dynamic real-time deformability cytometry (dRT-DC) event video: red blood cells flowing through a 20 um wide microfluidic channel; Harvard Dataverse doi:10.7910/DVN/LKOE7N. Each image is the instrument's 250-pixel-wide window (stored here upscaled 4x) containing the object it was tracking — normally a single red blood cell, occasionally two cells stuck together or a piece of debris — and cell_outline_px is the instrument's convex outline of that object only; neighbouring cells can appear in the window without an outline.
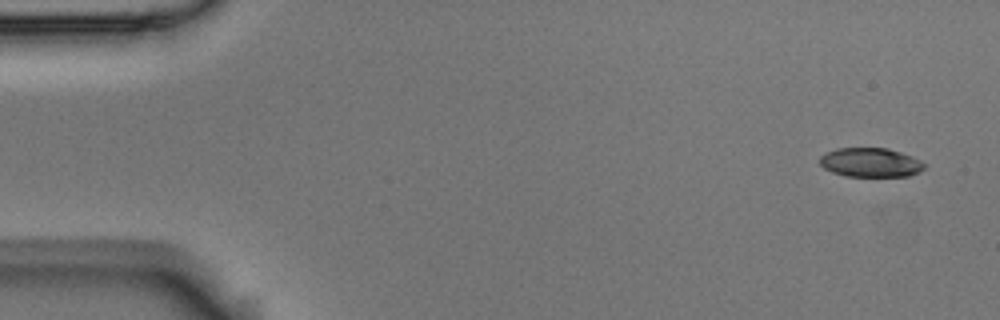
{"species": "Egyptian fruit bat (a non-hibernating species)", "species_latin": "Rousettus aegyptiacus", "temperature_condition": "room temperature", "stored_images_in_passage": 5, "camera_frame_rate_fps": 3000, "um_per_image_px": 0.085, "animal": {"sex": "male"}, "frame": {"image": 1, "passage_image": 1, "time_ms": 0.0, "image_size_px": [1000, 320], "cell_outline_px": [[928, 164], [924, 168], [908, 176], [848, 176], [832, 172], [824, 168], [820, 164], [820, 156], [836, 148], [888, 148], [912, 156]], "centroid_in_image_um": [74.0, 13.8], "position_along_channel_um": 11.0, "area_um2": 17.69}}
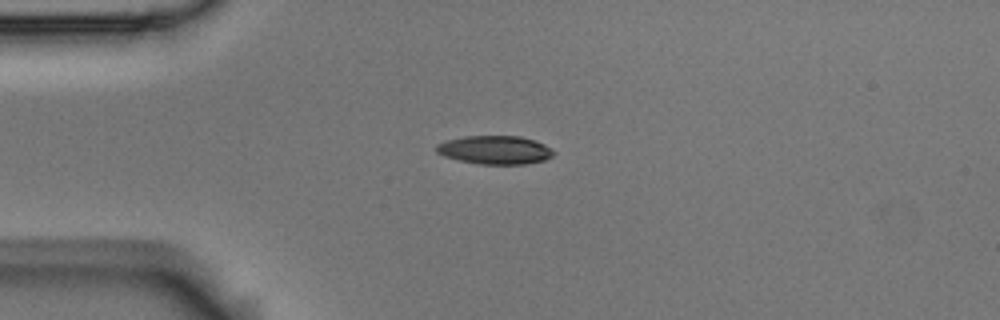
{"frame": {"image": 2, "passage_image": 4, "time_ms": 1.0, "image_size_px": [1000, 320], "cell_outline_px": [[556, 152], [552, 156], [544, 160], [524, 164], [480, 164], [460, 160], [444, 156], [436, 152], [436, 144], [448, 140], [464, 136], [520, 136], [536, 140], [552, 148]], "centroid_in_image_um": [42.1, 12.74], "position_along_channel_um": 42.9, "area_um2": 19.48}}